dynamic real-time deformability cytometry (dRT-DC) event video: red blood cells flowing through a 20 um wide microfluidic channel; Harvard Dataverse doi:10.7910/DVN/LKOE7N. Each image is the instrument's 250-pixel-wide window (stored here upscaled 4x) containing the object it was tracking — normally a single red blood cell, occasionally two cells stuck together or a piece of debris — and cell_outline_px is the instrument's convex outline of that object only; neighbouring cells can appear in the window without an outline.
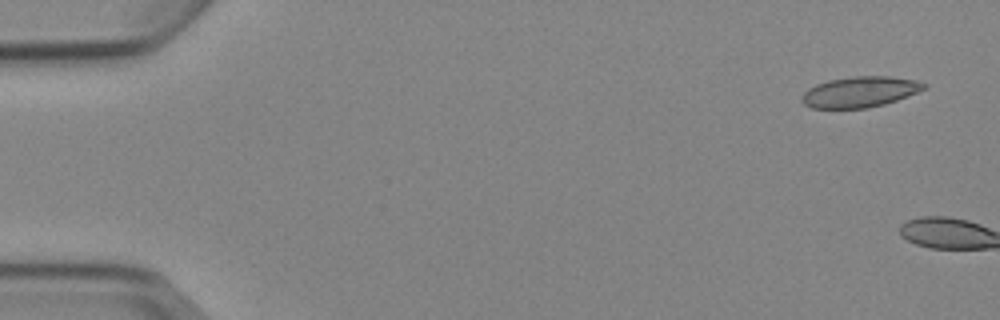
{"species": "Egyptian fruit bat (a non-hibernating species)", "species_latin": "Rousettus aegyptiacus", "temperature_condition": "cold", "stored_images_in_passage": 2, "camera_frame_rate_fps": 3000, "um_per_image_px": 0.085, "animal": {"sex": "female"}, "frame": {"image": 1, "passage_image": 1, "time_ms": 0.0, "image_size_px": [1000, 320], "cell_outline_px": [[928, 88], [896, 100], [884, 104], [868, 108], [812, 108], [804, 104], [800, 100], [800, 96], [808, 88], [816, 84], [828, 80], [856, 76], [892, 76], [916, 80], [928, 84]], "centroid_in_image_um": [73.09, 7.81], "position_along_channel_um": 11.9, "area_um2": 22.02}}